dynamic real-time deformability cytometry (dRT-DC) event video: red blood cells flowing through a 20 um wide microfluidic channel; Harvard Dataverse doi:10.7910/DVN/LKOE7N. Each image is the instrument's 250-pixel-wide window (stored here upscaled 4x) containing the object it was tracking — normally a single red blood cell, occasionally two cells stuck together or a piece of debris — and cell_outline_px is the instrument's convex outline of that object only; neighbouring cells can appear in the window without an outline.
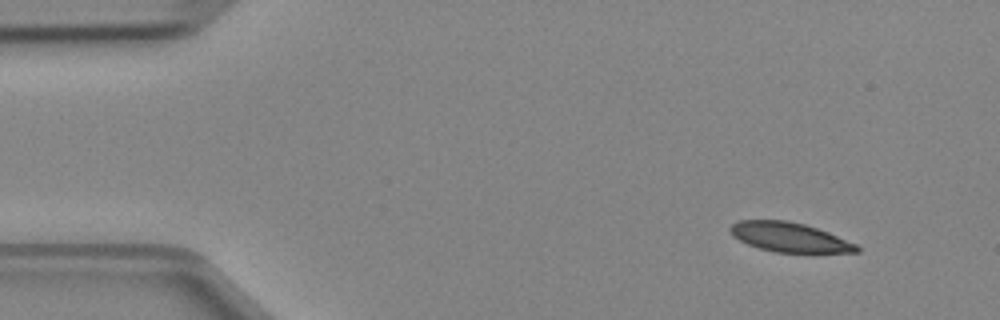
{"species": "Egyptian fruit bat (a non-hibernating species)", "species_latin": "Rousettus aegyptiacus", "temperature_condition": "cold", "stored_images_in_passage": 4, "camera_frame_rate_fps": 3000, "um_per_image_px": 0.085, "animal": {"sex": "female"}, "frame": {"image": 1, "passage_image": 1, "time_ms": 0.0, "image_size_px": [1000, 320], "cell_outline_px": [[860, 252], [776, 252], [760, 248], [748, 244], [732, 236], [728, 228], [732, 224], [740, 220], [788, 220], [804, 224], [828, 232], [856, 244], [860, 248]], "centroid_in_image_um": [67.08, 20.15], "position_along_channel_um": 17.9, "area_um2": 21.5}}
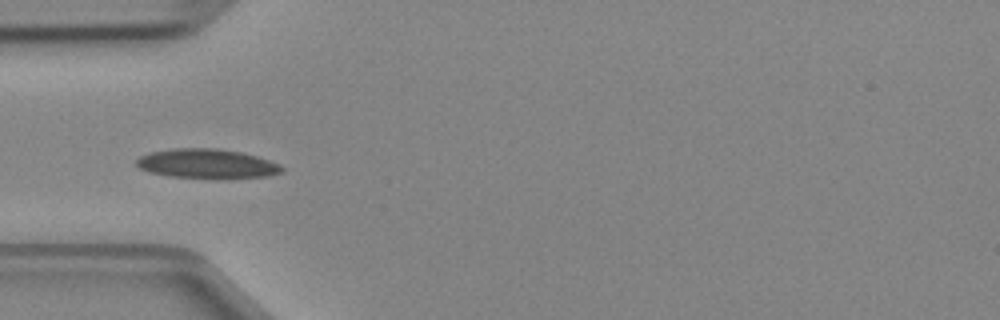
{"frame": {"image": 2, "passage_image": 4, "time_ms": 1.0, "image_size_px": [1000, 320], "cell_outline_px": [[284, 172], [268, 176], [228, 180], [212, 180], [168, 176], [148, 172], [140, 168], [136, 164], [136, 160], [140, 156], [152, 152], [172, 148], [216, 148], [240, 152], [256, 156], [280, 164], [284, 168]], "centroid_in_image_um": [17.63, 13.95], "position_along_channel_um": 67.4, "area_um2": 25.72}}